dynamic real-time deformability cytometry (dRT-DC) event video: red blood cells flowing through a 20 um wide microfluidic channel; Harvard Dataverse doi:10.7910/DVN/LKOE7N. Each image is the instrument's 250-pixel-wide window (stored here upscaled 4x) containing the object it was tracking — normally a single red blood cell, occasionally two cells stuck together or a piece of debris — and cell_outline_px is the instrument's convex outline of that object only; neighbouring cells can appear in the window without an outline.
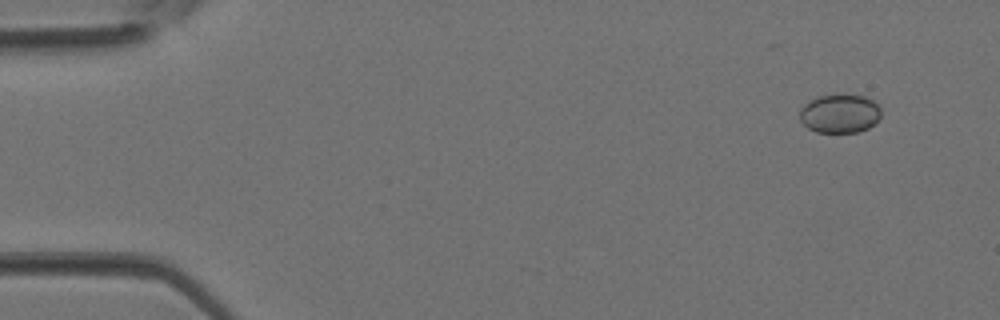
{"species": "Egyptian fruit bat (a non-hibernating species)", "species_latin": "Rousettus aegyptiacus", "temperature_condition": "room temperature", "stored_images_in_passage": 5, "camera_frame_rate_fps": 3000, "um_per_image_px": 0.085, "animal": {"sex": "female"}, "frame": {"image": 1, "passage_image": 5, "time_ms": 1.333, "image_size_px": [1000, 320], "cell_outline_px": [[880, 116], [868, 128], [860, 132], [816, 132], [808, 128], [800, 120], [800, 108], [804, 104], [816, 96], [864, 96], [872, 100], [880, 108]], "centroid_in_image_um": [71.35, 9.67], "position_along_channel_um": 13.7, "area_um2": 18.03}}